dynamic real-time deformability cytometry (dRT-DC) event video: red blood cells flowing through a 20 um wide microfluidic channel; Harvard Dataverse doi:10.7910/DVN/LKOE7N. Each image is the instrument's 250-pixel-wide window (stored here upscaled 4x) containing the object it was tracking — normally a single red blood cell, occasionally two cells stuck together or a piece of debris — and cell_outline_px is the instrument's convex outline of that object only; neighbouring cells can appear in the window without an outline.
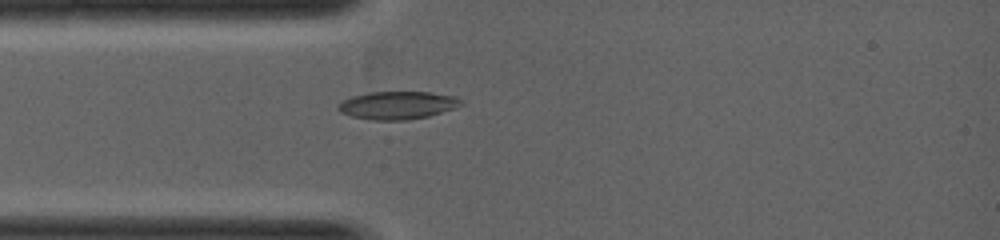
{"species": "common noctule bat (a hibernating species)", "species_latin": "Nyctalus noctula", "temperature_condition": "warm", "stored_images_in_passage": 1, "camera_frame_rate_fps": 5000, "um_per_image_px": 0.085, "animal": {"sex": "female", "body_mass_g": 19.0, "forearm_length_mm": 53.3}, "frame": {"image": 1, "passage_image": 1, "time_ms": 0.0, "image_size_px": [1000, 240], "cell_outline_px": [[464, 104], [456, 108], [428, 116], [404, 120], [372, 120], [352, 116], [340, 112], [336, 108], [336, 104], [352, 96], [368, 92], [428, 92], [456, 96]], "centroid_in_image_um": [33.77, 8.94], "position_along_channel_um": 51.2, "area_um2": 20.0}}